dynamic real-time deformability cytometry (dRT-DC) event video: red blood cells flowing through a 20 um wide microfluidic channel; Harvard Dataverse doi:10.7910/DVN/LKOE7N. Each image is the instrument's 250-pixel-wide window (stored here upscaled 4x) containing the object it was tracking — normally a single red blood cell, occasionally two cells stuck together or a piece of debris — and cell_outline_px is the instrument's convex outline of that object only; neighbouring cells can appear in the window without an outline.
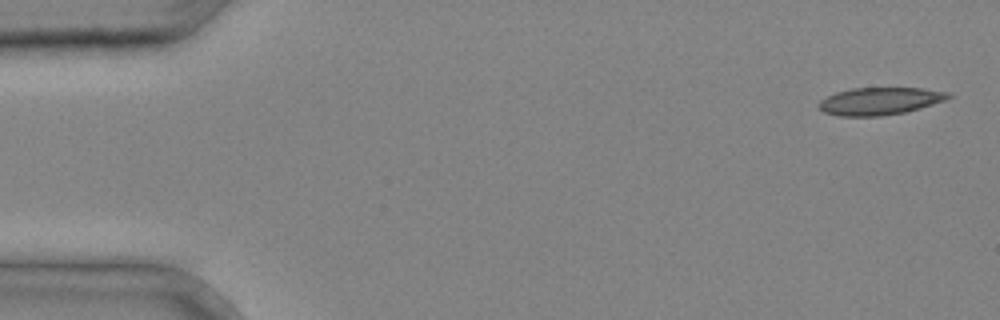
{"species": "common noctule bat (a hibernating species)", "species_latin": "Nyctalus noctula", "temperature_condition": "cold", "stored_images_in_passage": 11, "camera_frame_rate_fps": 3000, "um_per_image_px": 0.085, "animal": {"sex": "male", "body_mass_g": 20.4}, "frame": {"image": 1, "passage_image": 1, "time_ms": 0.0, "image_size_px": [1000, 320], "cell_outline_px": [[952, 96], [944, 100], [920, 108], [904, 112], [880, 116], [840, 116], [824, 112], [816, 104], [820, 100], [836, 92], [852, 88], [924, 88], [948, 92]], "centroid_in_image_um": [74.76, 8.59], "position_along_channel_um": 10.2, "area_um2": 20.58}}